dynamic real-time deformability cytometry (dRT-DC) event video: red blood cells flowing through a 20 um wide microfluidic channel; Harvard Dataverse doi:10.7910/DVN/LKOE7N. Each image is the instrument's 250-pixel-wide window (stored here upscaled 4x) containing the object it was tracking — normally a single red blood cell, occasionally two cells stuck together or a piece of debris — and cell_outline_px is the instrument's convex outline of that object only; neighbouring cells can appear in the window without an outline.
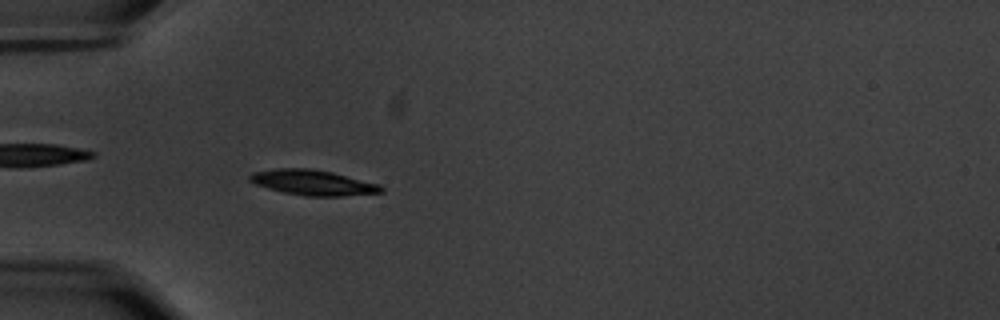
{"species": "common noctule bat (a hibernating species)", "species_latin": "Nyctalus noctula", "temperature_condition": "warm", "stored_images_in_passage": 54, "camera_frame_rate_fps": 3000, "um_per_image_px": 0.085, "animal": {"sex": "male", "body_mass_g": 20.1, "forearm_length_mm": 53.5}, "frame": {"image": 1, "passage_image": 14, "time_ms": 4.333, "image_size_px": [1000, 320], "cell_outline_px": [[384, 192], [344, 196], [304, 196], [284, 192], [268, 188], [256, 184], [248, 180], [248, 176], [252, 172], [276, 168], [308, 168], [332, 172], [380, 184], [384, 188]], "centroid_in_image_um": [26.6, 15.52], "position_along_channel_um": 58.4, "area_um2": 19.42}}
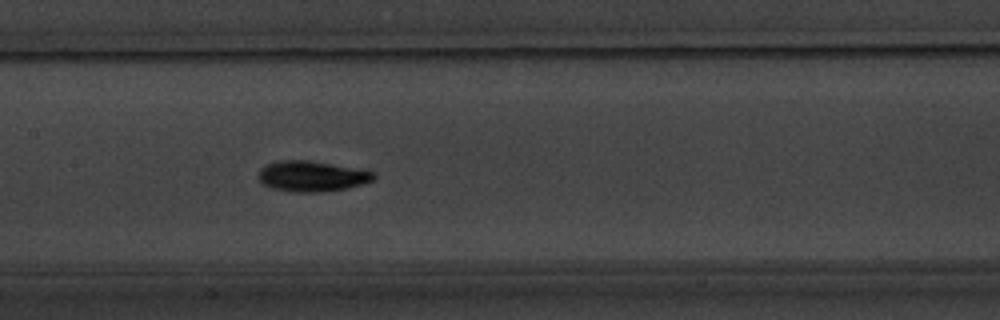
{"frame": {"image": 2, "passage_image": 25, "time_ms": 8.0, "image_size_px": [1000, 320], "cell_outline_px": [[376, 176], [372, 180], [364, 184], [344, 188], [320, 192], [292, 192], [272, 188], [264, 184], [256, 176], [260, 168], [268, 164], [280, 160], [308, 160], [372, 172]], "centroid_in_image_um": [26.43, 14.98], "position_along_channel_um": 181.0, "area_um2": 20.17}}
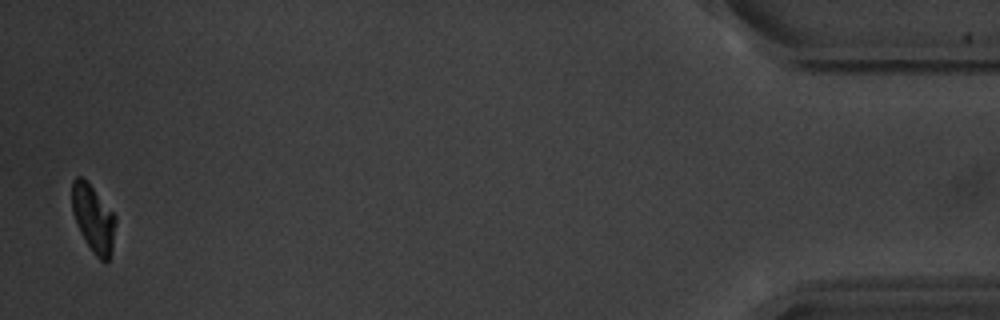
{"frame": {"image": 3, "passage_image": 53, "time_ms": 17.333, "image_size_px": [1000, 320], "cell_outline_px": [[116, 224], [112, 248], [108, 260], [104, 264], [92, 252], [80, 232], [72, 212], [72, 180], [76, 176], [80, 176], [92, 188], [116, 216]], "centroid_in_image_um": [7.93, 18.61], "position_along_channel_um": 427.3, "area_um2": 16.88}, "authors_computed_cell_mechanics": {"area_um2": 18.6116, "velocity_mm_per_s": 3.5168, "shape_relaxation_time_tau1_ms": 2.3615, "shape_relaxation_time_tau2_ms": 4.6153, "deformation_change_tau1": 0.1195, "deformation_change_tau2": 0.0722}}